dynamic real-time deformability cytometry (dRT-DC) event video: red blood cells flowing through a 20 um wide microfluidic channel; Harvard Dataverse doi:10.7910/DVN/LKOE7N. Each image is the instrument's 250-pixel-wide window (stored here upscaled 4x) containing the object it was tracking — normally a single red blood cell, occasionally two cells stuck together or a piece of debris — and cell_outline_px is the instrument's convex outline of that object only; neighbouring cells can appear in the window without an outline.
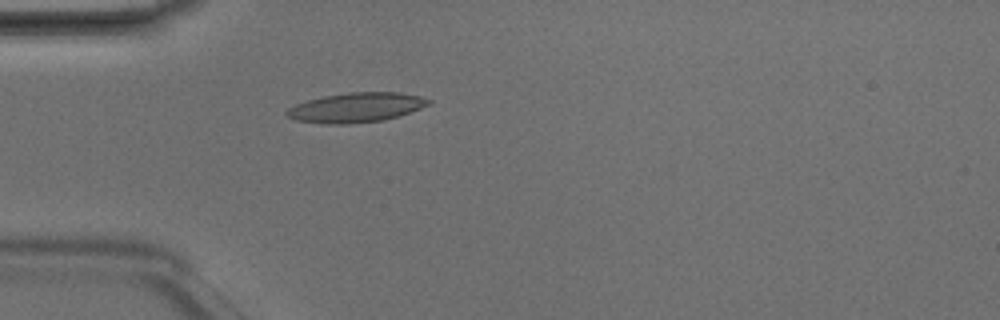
{"species": "Egyptian fruit bat (a non-hibernating species)", "species_latin": "Rousettus aegyptiacus", "temperature_condition": "room temperature", "stored_images_in_passage": 3, "camera_frame_rate_fps": 3000, "um_per_image_px": 0.085, "animal": {"sex": "male"}, "frame": {"image": 1, "passage_image": 3, "time_ms": 0.667, "image_size_px": [1000, 320], "cell_outline_px": [[432, 104], [384, 120], [348, 124], [324, 124], [296, 120], [284, 116], [284, 112], [288, 108], [296, 104], [308, 100], [324, 96], [348, 92], [400, 92], [420, 96], [432, 100]], "centroid_in_image_um": [30.24, 9.14], "position_along_channel_um": 54.8, "area_um2": 24.57}}